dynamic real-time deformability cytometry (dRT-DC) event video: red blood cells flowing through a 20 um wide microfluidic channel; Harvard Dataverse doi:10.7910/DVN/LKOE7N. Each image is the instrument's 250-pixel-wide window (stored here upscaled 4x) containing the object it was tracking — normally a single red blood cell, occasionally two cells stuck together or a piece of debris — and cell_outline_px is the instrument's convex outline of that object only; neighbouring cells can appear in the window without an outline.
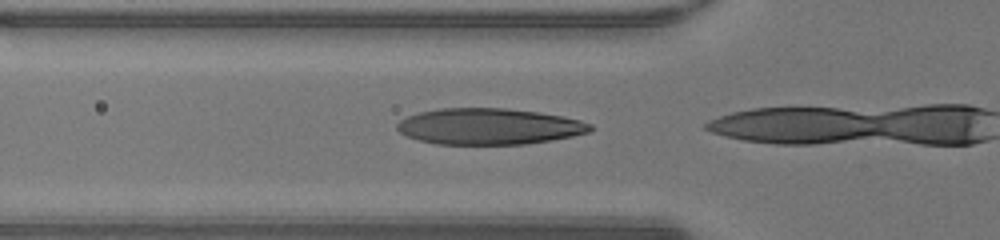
{"species": "human", "species_latin": "Homo sapiens", "temperature_condition": "warm", "stored_images_in_passage": 13, "camera_frame_rate_fps": 3000, "um_per_image_px": 0.085, "donor": {"sex": "male"}, "frame": {"image": 1, "passage_image": 12, "time_ms": 3.667, "image_size_px": [1000, 240], "cell_outline_px": [[592, 128], [588, 132], [572, 136], [524, 144], [436, 144], [420, 140], [408, 136], [400, 132], [396, 128], [396, 124], [400, 120], [408, 116], [420, 112], [440, 108], [504, 108], [540, 112], [580, 120], [592, 124]], "centroid_in_image_um": [41.54, 10.74], "position_along_channel_um": 84.3, "area_um2": 40.46}}